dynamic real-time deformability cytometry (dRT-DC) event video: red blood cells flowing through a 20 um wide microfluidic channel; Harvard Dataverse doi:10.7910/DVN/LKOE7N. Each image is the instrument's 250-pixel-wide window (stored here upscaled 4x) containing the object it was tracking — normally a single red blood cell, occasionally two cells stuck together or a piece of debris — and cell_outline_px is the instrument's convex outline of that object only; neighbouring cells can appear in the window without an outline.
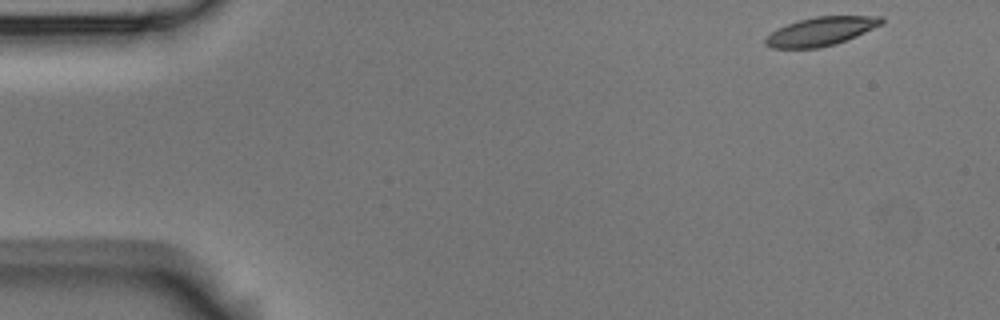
{"species": "Egyptian fruit bat (a non-hibernating species)", "species_latin": "Rousettus aegyptiacus", "temperature_condition": "room temperature", "stored_images_in_passage": 4, "camera_frame_rate_fps": 3000, "um_per_image_px": 0.085, "animal": {"sex": "male"}, "frame": {"image": 1, "passage_image": 1, "time_ms": 0.0, "image_size_px": [1000, 320], "cell_outline_px": [[884, 24], [856, 36], [836, 44], [820, 48], [772, 48], [764, 44], [764, 40], [772, 32], [788, 24], [800, 20], [816, 16], [880, 16], [884, 20]], "centroid_in_image_um": [69.81, 2.67], "position_along_channel_um": 15.2, "area_um2": 19.25}}